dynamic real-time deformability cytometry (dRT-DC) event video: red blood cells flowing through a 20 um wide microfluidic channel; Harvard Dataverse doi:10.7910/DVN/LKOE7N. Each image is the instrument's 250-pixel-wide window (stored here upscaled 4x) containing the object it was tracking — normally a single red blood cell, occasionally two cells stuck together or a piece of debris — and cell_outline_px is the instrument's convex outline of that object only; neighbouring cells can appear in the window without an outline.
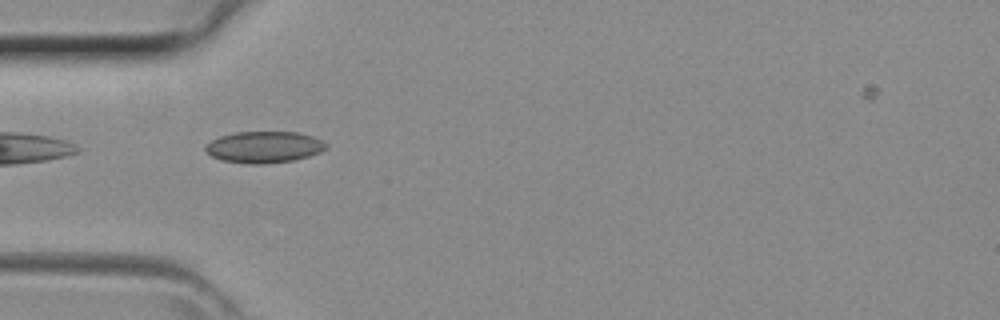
{"species": "common noctule bat (a hibernating species)", "species_latin": "Nyctalus noctula", "temperature_condition": "room temperature", "stored_images_in_passage": 29, "camera_frame_rate_fps": 3000, "um_per_image_px": 0.085, "animal": {"sex": "female", "body_mass_g": 29.2, "forearm_length_mm": 56.3}, "frame": {"image": 1, "passage_image": 1, "time_ms": 0.0, "image_size_px": [1000, 320], "cell_outline_px": [[328, 148], [320, 152], [308, 156], [292, 160], [264, 164], [248, 164], [220, 160], [212, 156], [204, 148], [212, 140], [220, 136], [236, 132], [296, 132], [312, 136], [324, 140], [328, 144]], "centroid_in_image_um": [22.48, 12.5], "position_along_channel_um": 62.5, "area_um2": 22.14}}
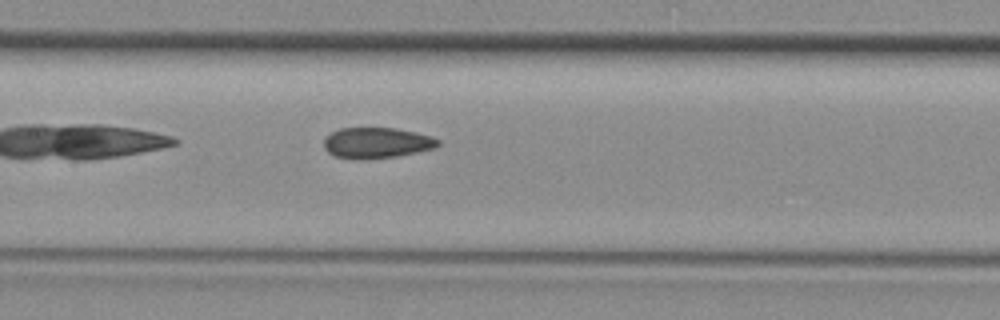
{"frame": {"image": 2, "passage_image": 8, "time_ms": 2.333, "image_size_px": [1000, 320], "cell_outline_px": [[440, 144], [436, 148], [400, 156], [364, 160], [356, 160], [336, 156], [328, 152], [324, 148], [324, 140], [332, 132], [340, 128], [396, 128], [416, 132], [432, 136], [440, 140]], "centroid_in_image_um": [32.06, 12.15], "position_along_channel_um": 175.3, "area_um2": 20.75}}
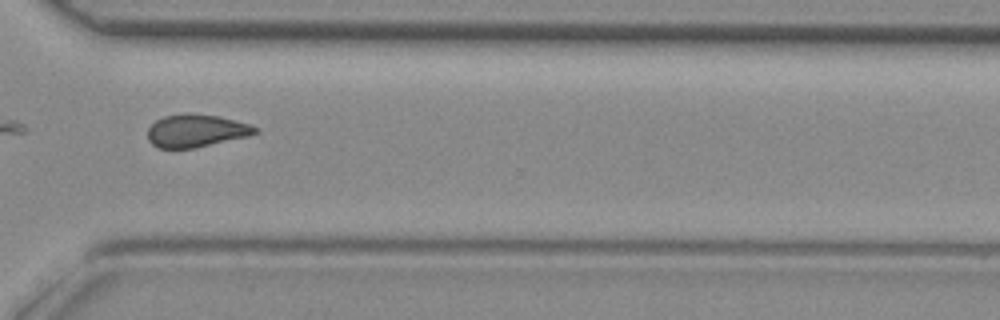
{"frame": {"image": 3, "passage_image": 19, "time_ms": 6.0, "image_size_px": [1000, 320], "cell_outline_px": [[260, 132], [248, 136], [192, 148], [160, 148], [152, 144], [148, 140], [148, 128], [156, 120], [164, 116], [184, 112], [188, 112], [216, 116], [248, 124], [260, 128]], "centroid_in_image_um": [16.65, 11.1], "position_along_channel_um": 353.9, "area_um2": 20.4}}